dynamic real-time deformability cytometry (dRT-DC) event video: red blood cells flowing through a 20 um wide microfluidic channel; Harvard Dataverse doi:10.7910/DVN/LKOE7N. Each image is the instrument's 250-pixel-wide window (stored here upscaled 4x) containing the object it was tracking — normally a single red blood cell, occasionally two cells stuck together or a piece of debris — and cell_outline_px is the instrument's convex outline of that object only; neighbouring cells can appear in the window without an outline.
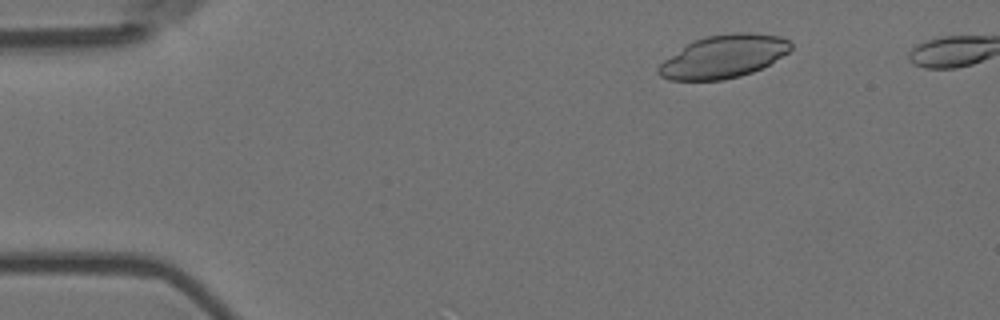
{"species": "Egyptian fruit bat (a non-hibernating species)", "species_latin": "Rousettus aegyptiacus", "temperature_condition": "room temperature", "stored_images_in_passage": 13, "camera_frame_rate_fps": 3000, "um_per_image_px": 0.085, "animal": {"sex": "female"}, "frame": {"image": 1, "passage_image": 6, "time_ms": 1.667, "image_size_px": [1000, 320], "cell_outline_px": [[792, 48], [788, 52], [768, 64], [752, 72], [740, 76], [724, 80], [668, 80], [660, 76], [656, 72], [656, 68], [664, 60], [688, 44], [696, 40], [708, 36], [732, 32], [748, 32], [780, 36], [788, 40], [792, 44]], "centroid_in_image_um": [61.5, 4.81], "position_along_channel_um": 23.5, "area_um2": 32.83}}